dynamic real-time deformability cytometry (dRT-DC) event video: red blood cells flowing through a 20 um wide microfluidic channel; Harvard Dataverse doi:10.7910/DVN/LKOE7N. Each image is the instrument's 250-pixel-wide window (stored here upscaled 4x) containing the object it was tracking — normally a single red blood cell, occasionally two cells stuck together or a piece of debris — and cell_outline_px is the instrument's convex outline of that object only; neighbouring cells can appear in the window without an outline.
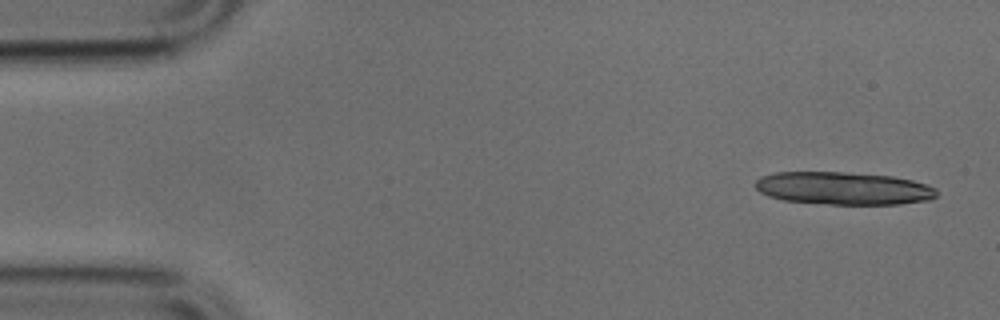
{"species": "common noctule bat (a hibernating species)", "species_latin": "Nyctalus noctula", "temperature_condition": "cold", "stored_images_in_passage": 13, "camera_frame_rate_fps": 3000, "um_per_image_px": 0.085, "animal": {"sex": "male", "body_mass_g": 17.9, "forearm_length_mm": 54.2}, "frame": {"image": 1, "passage_image": 2, "time_ms": 0.333, "image_size_px": [1000, 320], "cell_outline_px": [[936, 196], [928, 200], [900, 204], [828, 204], [784, 200], [768, 196], [760, 192], [756, 188], [756, 180], [760, 176], [776, 172], [840, 172], [892, 176], [912, 180], [936, 188]], "centroid_in_image_um": [71.67, 16.0], "position_along_channel_um": 13.3, "area_um2": 34.45}}